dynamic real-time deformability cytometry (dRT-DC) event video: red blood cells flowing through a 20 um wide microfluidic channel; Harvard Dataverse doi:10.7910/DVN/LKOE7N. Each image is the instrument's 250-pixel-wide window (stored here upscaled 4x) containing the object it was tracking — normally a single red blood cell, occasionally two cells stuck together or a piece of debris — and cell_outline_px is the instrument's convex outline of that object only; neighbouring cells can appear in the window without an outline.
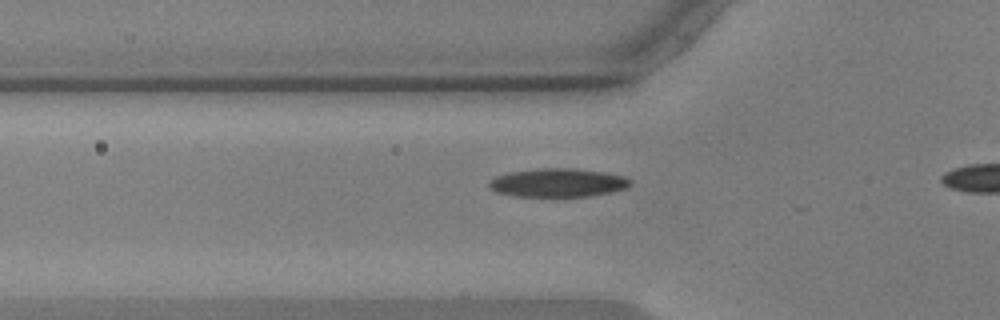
{"species": "common noctule bat (a hibernating species)", "species_latin": "Nyctalus noctula", "temperature_condition": "warm", "stored_images_in_passage": 12, "camera_frame_rate_fps": 3000, "um_per_image_px": 0.085, "animal": {"sex": "male", "body_mass_g": 17.9, "forearm_length_mm": 54.2}, "frame": {"image": 1, "passage_image": 10, "time_ms": 3.0, "image_size_px": [1000, 320], "cell_outline_px": [[632, 184], [624, 188], [612, 192], [588, 196], [512, 196], [496, 192], [488, 188], [488, 180], [496, 176], [508, 172], [536, 168], [572, 168], [604, 172], [624, 176], [632, 180]], "centroid_in_image_um": [47.37, 15.52], "position_along_channel_um": 78.4, "area_um2": 23.7}}